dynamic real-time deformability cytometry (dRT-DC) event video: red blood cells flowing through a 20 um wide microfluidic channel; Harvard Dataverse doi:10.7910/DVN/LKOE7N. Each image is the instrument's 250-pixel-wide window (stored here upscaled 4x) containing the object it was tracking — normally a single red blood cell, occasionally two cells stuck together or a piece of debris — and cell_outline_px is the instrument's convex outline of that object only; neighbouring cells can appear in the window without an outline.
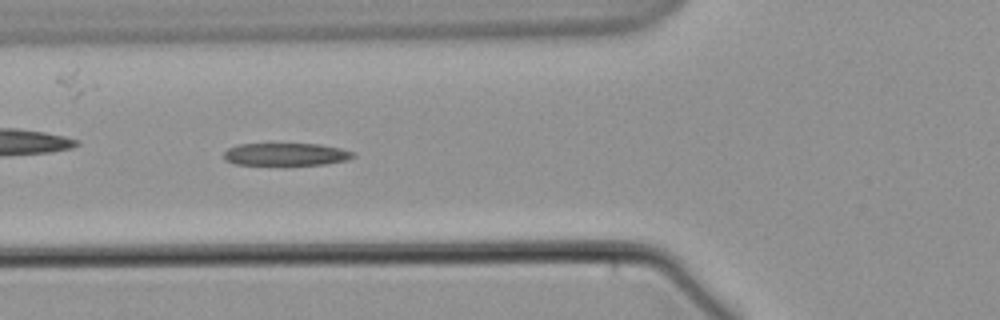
{"species": "common noctule bat (a hibernating species)", "species_latin": "Nyctalus noctula", "temperature_condition": "warm", "stored_images_in_passage": 7, "camera_frame_rate_fps": 3000, "um_per_image_px": 0.085, "animal": {"sex": "male", "body_mass_g": 21.5, "forearm_length_mm": 52.0}, "frame": {"image": 1, "passage_image": 5, "time_ms": 6.0, "image_size_px": [1000, 320], "cell_outline_px": [[356, 156], [348, 160], [324, 164], [236, 164], [224, 160], [224, 152], [228, 148], [240, 144], [320, 144], [340, 148], [356, 152]], "centroid_in_image_um": [24.35, 13.11], "position_along_channel_um": 101.5, "area_um2": 16.88}}
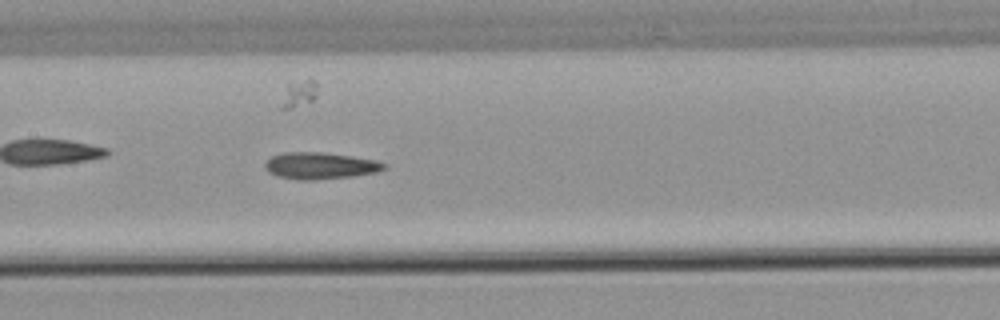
{"frame": {"image": 2, "passage_image": 7, "time_ms": 8.333, "image_size_px": [1000, 320], "cell_outline_px": [[388, 168], [376, 172], [352, 176], [312, 180], [296, 180], [276, 176], [268, 172], [264, 168], [264, 164], [272, 156], [284, 152], [320, 152], [352, 156], [376, 160], [388, 164]], "centroid_in_image_um": [27.21, 14.09], "position_along_channel_um": 180.2, "area_um2": 18.67}}